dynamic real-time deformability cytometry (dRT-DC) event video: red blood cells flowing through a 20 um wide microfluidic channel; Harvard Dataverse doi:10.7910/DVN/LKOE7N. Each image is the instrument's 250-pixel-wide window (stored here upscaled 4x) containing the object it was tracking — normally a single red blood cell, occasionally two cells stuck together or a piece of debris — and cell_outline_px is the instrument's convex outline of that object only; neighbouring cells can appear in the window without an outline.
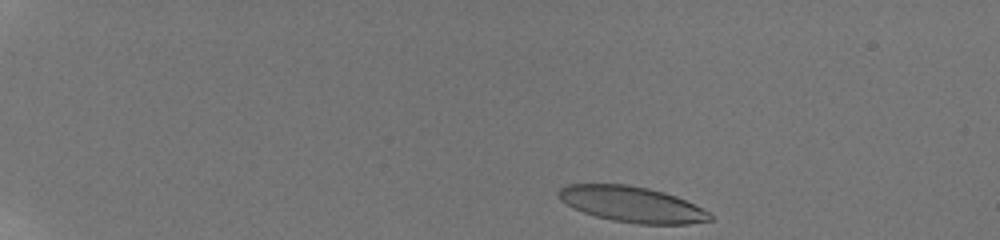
{"species": "human", "species_latin": "Homo sapiens", "temperature_condition": "room temperature", "stored_images_in_passage": 34, "camera_frame_rate_fps": 3000, "um_per_image_px": 0.085, "donor": {"sex": "male"}, "frame": {"image": 1, "passage_image": 1, "time_ms": 0.0, "image_size_px": [1000, 240], "cell_outline_px": [[712, 220], [688, 224], [640, 224], [612, 220], [596, 216], [572, 208], [560, 200], [556, 196], [556, 192], [560, 188], [568, 184], [628, 184], [648, 188], [664, 192], [676, 196], [708, 212], [712, 216]], "centroid_in_image_um": [53.65, 17.36], "position_along_channel_um": 31.3, "area_um2": 31.44}}
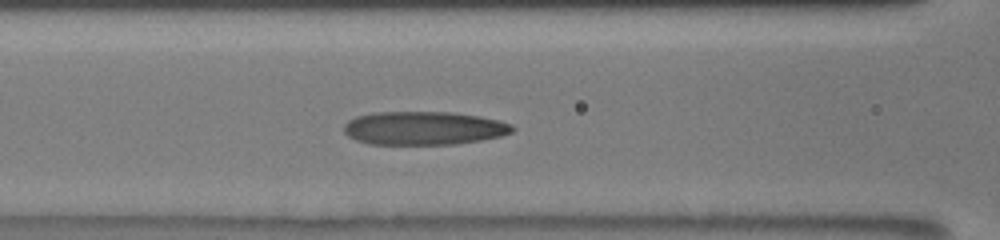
{"frame": {"image": 2, "passage_image": 14, "time_ms": 5.667, "image_size_px": [1000, 240], "cell_outline_px": [[516, 128], [512, 132], [500, 136], [480, 140], [456, 144], [368, 144], [356, 140], [348, 136], [344, 132], [344, 124], [348, 120], [356, 116], [376, 112], [452, 112], [480, 116], [500, 120], [512, 124]], "centroid_in_image_um": [36.03, 10.89], "position_along_channel_um": 130.6, "area_um2": 33.0}}
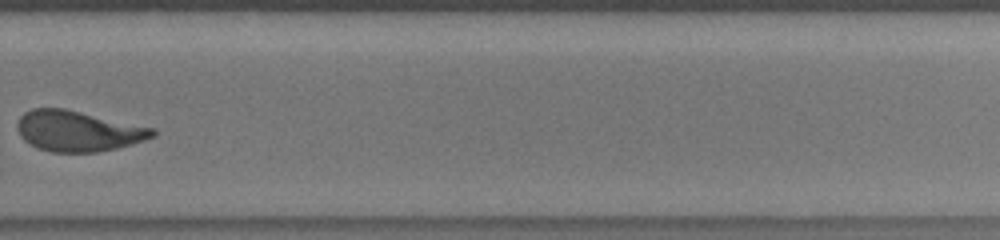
{"frame": {"image": 3, "passage_image": 24, "time_ms": 10.667, "image_size_px": [1000, 240], "cell_outline_px": [[156, 136], [144, 140], [116, 148], [96, 152], [52, 152], [36, 148], [24, 140], [20, 136], [16, 128], [16, 124], [20, 116], [24, 112], [32, 108], [64, 108], [156, 128]], "centroid_in_image_um": [6.61, 11.13], "position_along_channel_um": 323.2, "area_um2": 32.19}, "authors_computed_cell_mechanics": {"area_um2": 32.368, "velocity_mm_per_s": 3.8665, "shape_relaxation_time_tau1_ms": 4.6698, "shape_relaxation_time_tau2_ms": 1.1052, "deformation_change_tau1": 0.1847, "deformation_change_tau2": 0.0891}}